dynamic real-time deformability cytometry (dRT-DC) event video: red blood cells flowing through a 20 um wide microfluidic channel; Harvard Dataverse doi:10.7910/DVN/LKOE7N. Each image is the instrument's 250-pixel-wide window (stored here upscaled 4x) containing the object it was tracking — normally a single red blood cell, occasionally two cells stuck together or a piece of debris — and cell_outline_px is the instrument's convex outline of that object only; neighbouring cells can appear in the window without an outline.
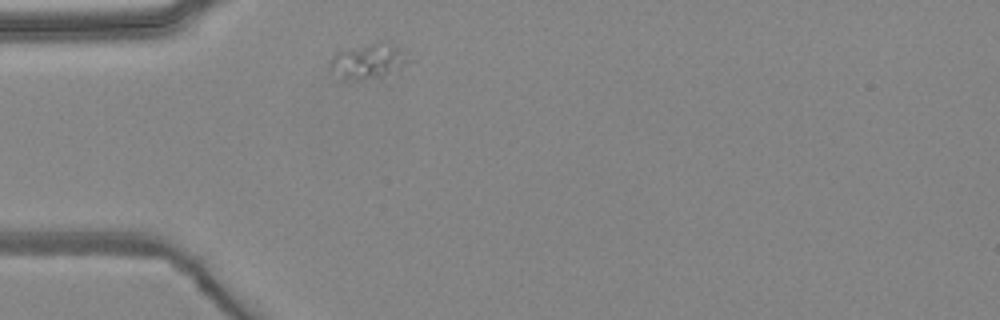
{"species": "common noctule bat (a hibernating species)", "species_latin": "Nyctalus noctula", "temperature_condition": "warm", "stored_images_in_passage": 1, "camera_frame_rate_fps": 3000, "um_per_image_px": 0.085, "animal": {"sex": "female", "body_mass_g": 24.6, "forearm_length_mm": 56.2}, "frame": {"image": 1, "passage_image": 1, "time_ms": 0.0, "image_size_px": [1000, 320], "cell_outline_px": [[416, 60], [380, 76], [360, 80], [344, 76], [328, 68], [332, 56], [336, 52], [380, 40], [388, 40], [404, 48]], "centroid_in_image_um": [31.46, 5.1], "position_along_channel_um": 53.5, "area_um2": 16.24}}